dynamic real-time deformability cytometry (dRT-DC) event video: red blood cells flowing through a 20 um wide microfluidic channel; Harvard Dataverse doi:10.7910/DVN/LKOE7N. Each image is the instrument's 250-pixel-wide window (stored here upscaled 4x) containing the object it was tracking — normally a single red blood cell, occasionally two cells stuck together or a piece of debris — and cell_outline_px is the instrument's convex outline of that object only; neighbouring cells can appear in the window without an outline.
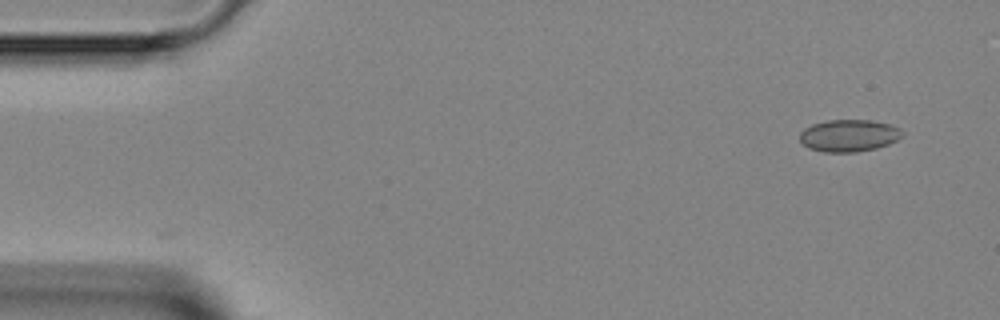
{"species": "Egyptian fruit bat (a non-hibernating species)", "species_latin": "Rousettus aegyptiacus", "temperature_condition": "room temperature", "stored_images_in_passage": 4, "camera_frame_rate_fps": 3000, "um_per_image_px": 0.085, "animal": {"sex": "female"}, "frame": {"image": 1, "passage_image": 1, "time_ms": 0.0, "image_size_px": [1000, 320], "cell_outline_px": [[904, 132], [896, 140], [888, 144], [876, 148], [856, 152], [824, 152], [808, 148], [800, 140], [800, 132], [804, 128], [812, 124], [828, 120], [872, 120], [892, 124], [900, 128]], "centroid_in_image_um": [72.16, 11.51], "position_along_channel_um": 12.8, "area_um2": 19.25}}
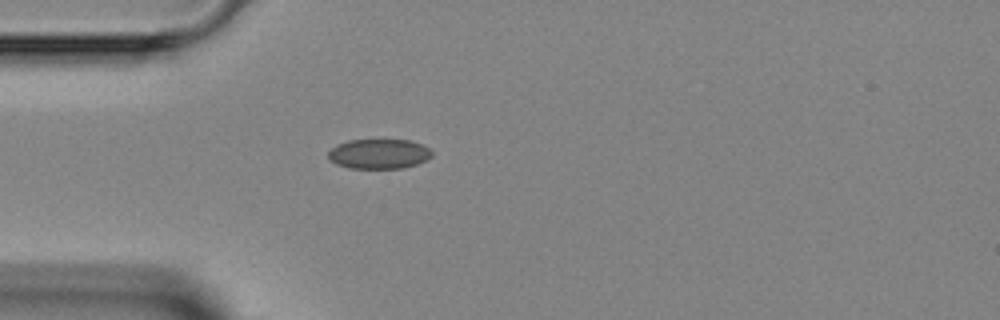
{"frame": {"image": 2, "passage_image": 4, "time_ms": 3.333, "image_size_px": [1000, 320], "cell_outline_px": [[432, 156], [428, 160], [404, 168], [348, 168], [336, 164], [328, 156], [328, 152], [336, 144], [348, 140], [412, 140], [424, 144], [432, 152]], "centroid_in_image_um": [32.24, 13.07], "position_along_channel_um": 52.8, "area_um2": 18.15}}